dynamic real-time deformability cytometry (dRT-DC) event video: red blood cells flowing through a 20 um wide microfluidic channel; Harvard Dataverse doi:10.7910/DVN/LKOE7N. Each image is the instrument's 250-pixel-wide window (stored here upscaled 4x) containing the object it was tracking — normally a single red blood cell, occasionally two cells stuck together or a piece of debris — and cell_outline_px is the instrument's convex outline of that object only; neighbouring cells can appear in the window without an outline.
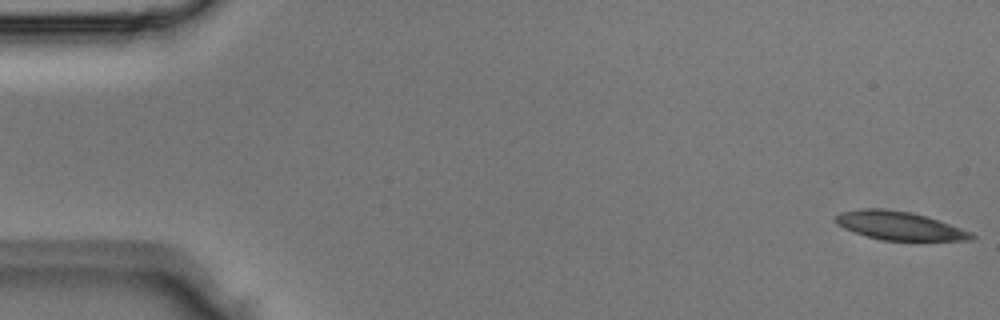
{"species": "Egyptian fruit bat (a non-hibernating species)", "species_latin": "Rousettus aegyptiacus", "temperature_condition": "room temperature", "stored_images_in_passage": 4, "camera_frame_rate_fps": 3000, "um_per_image_px": 0.085, "animal": {"sex": "male"}, "frame": {"image": 1, "passage_image": 1, "time_ms": 0.0, "image_size_px": [1000, 320], "cell_outline_px": [[976, 236], [972, 240], [884, 240], [868, 236], [844, 228], [836, 224], [836, 216], [840, 212], [860, 208], [880, 208], [908, 212], [924, 216], [972, 232]], "centroid_in_image_um": [76.42, 19.18], "position_along_channel_um": 8.6, "area_um2": 22.02}}
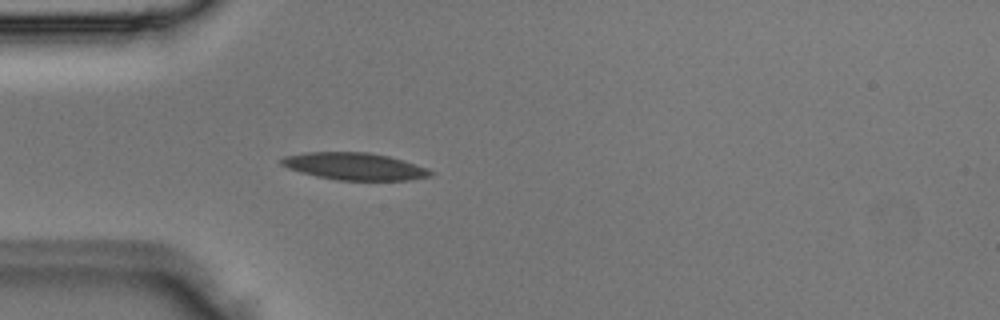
{"frame": {"image": 2, "passage_image": 4, "time_ms": 1.0, "image_size_px": [1000, 320], "cell_outline_px": [[436, 172], [432, 176], [412, 180], [336, 180], [316, 176], [300, 172], [288, 168], [280, 164], [280, 160], [284, 156], [304, 152], [368, 152], [388, 156], [404, 160], [428, 168]], "centroid_in_image_um": [30.17, 14.14], "position_along_channel_um": 54.8, "area_um2": 23.87}}